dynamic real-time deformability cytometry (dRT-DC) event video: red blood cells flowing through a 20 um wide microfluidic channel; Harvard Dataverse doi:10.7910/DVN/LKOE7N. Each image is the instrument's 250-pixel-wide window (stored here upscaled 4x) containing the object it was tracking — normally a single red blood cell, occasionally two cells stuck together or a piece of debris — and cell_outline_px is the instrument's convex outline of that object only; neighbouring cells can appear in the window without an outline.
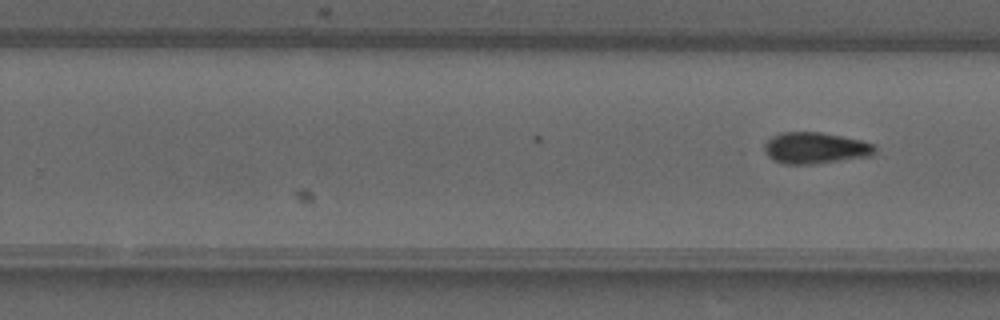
{"species": "common noctule bat (a hibernating species)", "species_latin": "Nyctalus noctula", "temperature_condition": "warm", "stored_images_in_passage": 25, "camera_frame_rate_fps": 3000, "um_per_image_px": 0.085, "animal": {"sex": "male", "forearm_length_mm": 52.5}, "frame": {"image": 1, "passage_image": 25, "time_ms": 8.0, "image_size_px": [1000, 320], "cell_outline_px": [[876, 152], [872, 156], [812, 164], [784, 164], [772, 160], [764, 152], [764, 144], [772, 136], [784, 132], [820, 132], [864, 140], [876, 144]], "centroid_in_image_um": [69.33, 12.58], "position_along_channel_um": 260.5, "area_um2": 20.46}}